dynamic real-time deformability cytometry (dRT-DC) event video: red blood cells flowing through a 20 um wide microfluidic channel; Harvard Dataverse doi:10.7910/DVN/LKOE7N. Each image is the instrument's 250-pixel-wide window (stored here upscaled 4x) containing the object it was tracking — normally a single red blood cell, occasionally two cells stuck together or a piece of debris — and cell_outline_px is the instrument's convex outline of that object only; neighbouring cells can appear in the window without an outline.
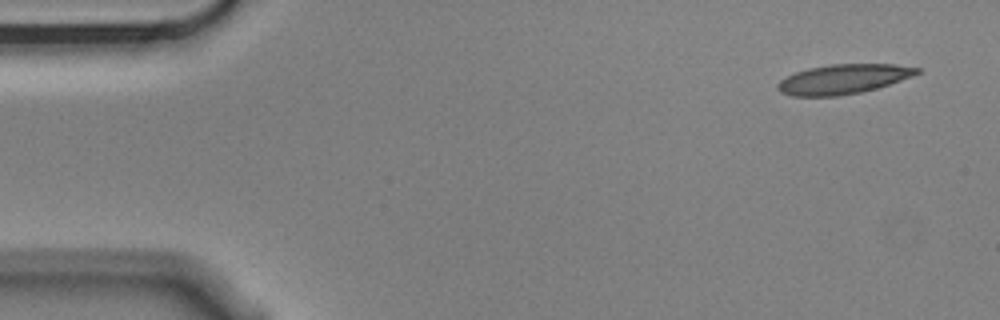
{"species": "Egyptian fruit bat (a non-hibernating species)", "species_latin": "Rousettus aegyptiacus", "temperature_condition": "cold", "stored_images_in_passage": 4, "camera_frame_rate_fps": 3000, "um_per_image_px": 0.085, "animal": {"sex": "male"}, "frame": {"image": 1, "passage_image": 1, "time_ms": 0.0, "image_size_px": [1000, 320], "cell_outline_px": [[920, 72], [912, 76], [876, 88], [860, 92], [836, 96], [792, 96], [780, 92], [776, 88], [776, 84], [780, 80], [796, 72], [808, 68], [832, 64], [892, 64], [920, 68]], "centroid_in_image_um": [71.63, 6.72], "position_along_channel_um": 13.4, "area_um2": 23.81}}
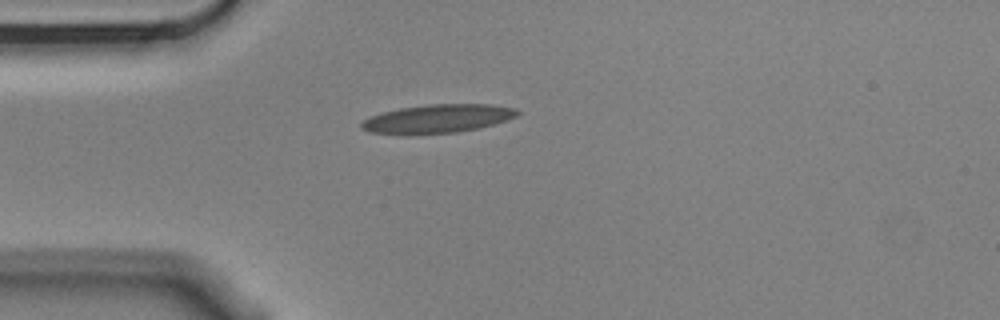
{"frame": {"image": 2, "passage_image": 4, "time_ms": 1.0, "image_size_px": [1000, 320], "cell_outline_px": [[520, 112], [516, 116], [492, 124], [476, 128], [456, 132], [408, 136], [404, 136], [372, 132], [360, 128], [360, 124], [364, 120], [372, 116], [384, 112], [400, 108], [428, 104], [492, 104], [516, 108]], "centroid_in_image_um": [37.15, 10.1], "position_along_channel_um": 47.9, "area_um2": 26.07}}